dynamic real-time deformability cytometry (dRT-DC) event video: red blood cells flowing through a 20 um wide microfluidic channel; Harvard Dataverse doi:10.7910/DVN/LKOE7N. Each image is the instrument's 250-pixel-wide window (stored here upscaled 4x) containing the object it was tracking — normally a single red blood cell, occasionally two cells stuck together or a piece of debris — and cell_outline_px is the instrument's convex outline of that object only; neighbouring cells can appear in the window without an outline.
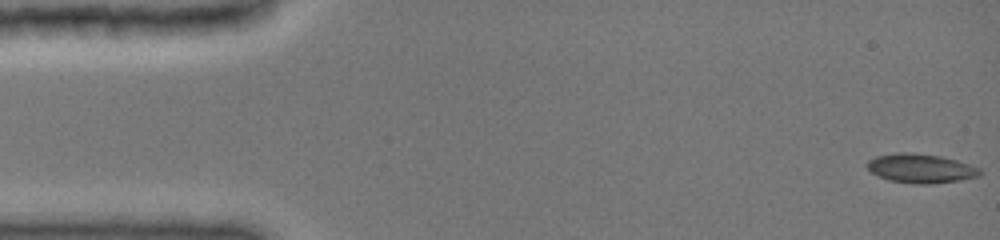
{"species": "common noctule bat (a hibernating species)", "species_latin": "Nyctalus noctula", "temperature_condition": "cold", "stored_images_in_passage": 9, "camera_frame_rate_fps": 3000, "um_per_image_px": 0.085, "animal": {"sex": "female", "body_mass_g": 19.0, "forearm_length_mm": 51.5}, "frame": {"image": 1, "passage_image": 1, "time_ms": 0.0, "image_size_px": [1000, 240], "cell_outline_px": [[980, 176], [960, 180], [932, 184], [912, 184], [888, 180], [872, 172], [864, 164], [868, 160], [876, 156], [896, 152], [912, 152], [940, 156], [956, 160], [980, 168]], "centroid_in_image_um": [78.24, 14.31], "position_along_channel_um": 6.8, "area_um2": 19.25}}
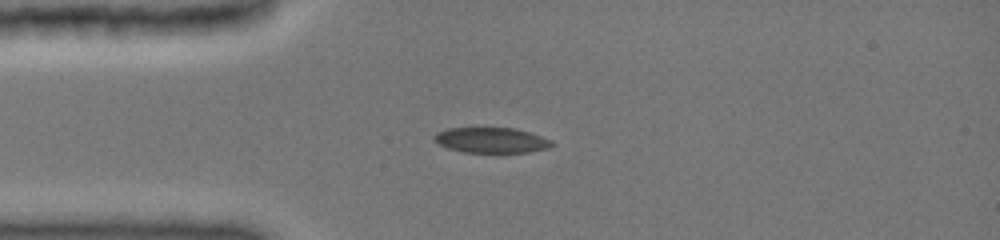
{"frame": {"image": 2, "passage_image": 8, "time_ms": 3.667, "image_size_px": [1000, 240], "cell_outline_px": [[556, 144], [548, 148], [528, 152], [464, 152], [448, 148], [432, 140], [432, 136], [436, 132], [448, 128], [516, 128], [552, 140]], "centroid_in_image_um": [41.75, 11.91], "position_along_channel_um": 43.3, "area_um2": 17.4}}